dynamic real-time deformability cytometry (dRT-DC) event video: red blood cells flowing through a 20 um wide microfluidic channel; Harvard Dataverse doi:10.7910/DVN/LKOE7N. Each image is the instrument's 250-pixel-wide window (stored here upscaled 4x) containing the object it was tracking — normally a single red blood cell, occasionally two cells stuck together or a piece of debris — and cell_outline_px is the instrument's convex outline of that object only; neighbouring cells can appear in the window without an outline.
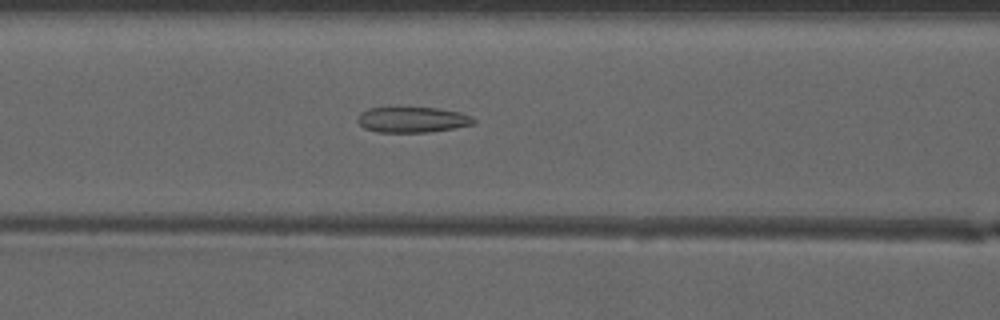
{"species": "common noctule bat (a hibernating species)", "species_latin": "Nyctalus noctula", "temperature_condition": "warm", "stored_images_in_passage": 38, "camera_frame_rate_fps": 3000, "um_per_image_px": 0.085, "animal": {"sex": "male", "forearm_length_mm": 52.5}, "frame": {"image": 1, "passage_image": 10, "time_ms": 3.0, "image_size_px": [1000, 320], "cell_outline_px": [[476, 120], [472, 124], [452, 128], [428, 132], [376, 132], [364, 128], [356, 120], [360, 112], [368, 108], [436, 108], [460, 112], [472, 116]], "centroid_in_image_um": [35.02, 10.17], "position_along_channel_um": 131.6, "area_um2": 17.17}}
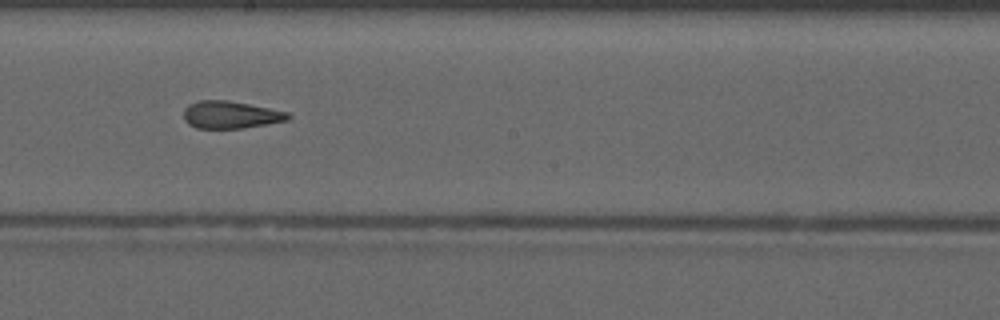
{"frame": {"image": 2, "passage_image": 17, "time_ms": 5.333, "image_size_px": [1000, 320], "cell_outline_px": [[292, 116], [288, 120], [244, 128], [196, 128], [188, 124], [184, 120], [184, 108], [188, 104], [200, 100], [224, 100], [248, 104], [288, 112]], "centroid_in_image_um": [19.58, 9.76], "position_along_channel_um": 228.6, "area_um2": 16.59}}
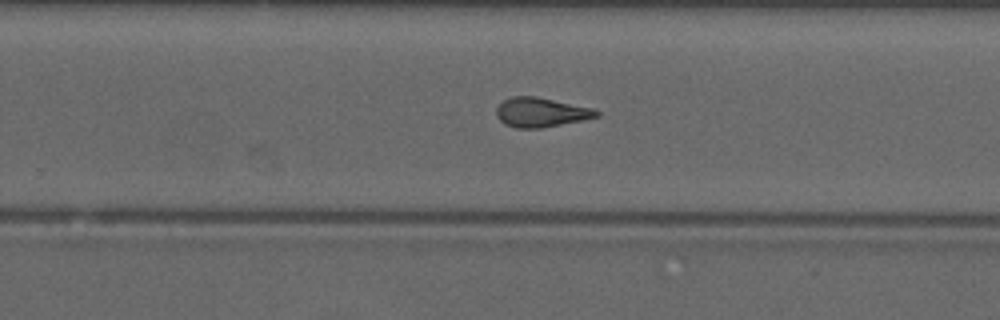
{"frame": {"image": 3, "passage_image": 21, "time_ms": 6.667, "image_size_px": [1000, 320], "cell_outline_px": [[600, 116], [584, 120], [540, 128], [516, 128], [504, 124], [496, 116], [496, 108], [504, 100], [512, 96], [536, 96], [596, 108], [600, 112]], "centroid_in_image_um": [46.02, 9.54], "position_along_channel_um": 283.8, "area_um2": 17.4}, "authors_computed_cell_mechanics": {"area_um2": 17.051, "velocity_mm_per_s": 4.1617, "shape_relaxation_time_tau1_ms": null, "shape_relaxation_time_tau2_ms": 1.7944, "deformation_change_tau1": null, "deformation_change_tau2": 0.1122}}